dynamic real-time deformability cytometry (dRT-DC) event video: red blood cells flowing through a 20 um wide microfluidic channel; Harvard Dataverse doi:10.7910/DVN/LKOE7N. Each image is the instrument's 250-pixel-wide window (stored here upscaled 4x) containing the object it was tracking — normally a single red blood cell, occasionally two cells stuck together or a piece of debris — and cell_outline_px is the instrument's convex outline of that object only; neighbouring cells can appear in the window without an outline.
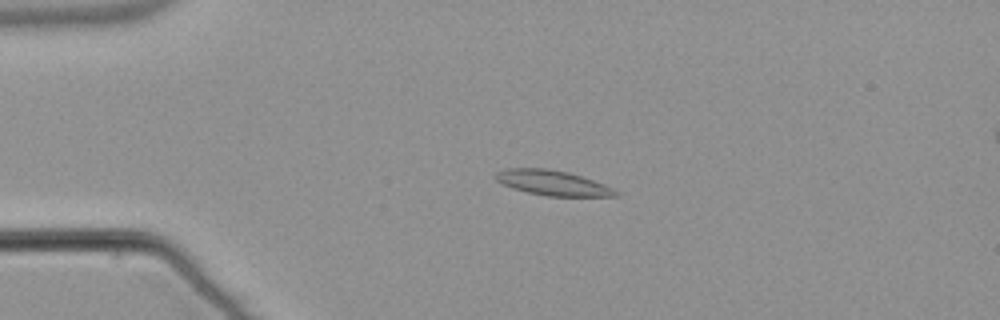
{"species": "common noctule bat (a hibernating species)", "species_latin": "Nyctalus noctula", "temperature_condition": "warm", "stored_images_in_passage": 51, "camera_frame_rate_fps": 3000, "um_per_image_px": 0.085, "animal": {"sex": "male", "body_mass_g": 21.5, "forearm_length_mm": 52.0}, "frame": {"image": 1, "passage_image": 10, "time_ms": 3.0, "image_size_px": [1000, 320], "cell_outline_px": [[620, 196], [548, 196], [528, 192], [512, 188], [496, 180], [496, 172], [504, 168], [548, 168], [568, 172], [604, 184], [620, 192]], "centroid_in_image_um": [46.98, 15.54], "position_along_channel_um": 38.0, "area_um2": 17.4}}
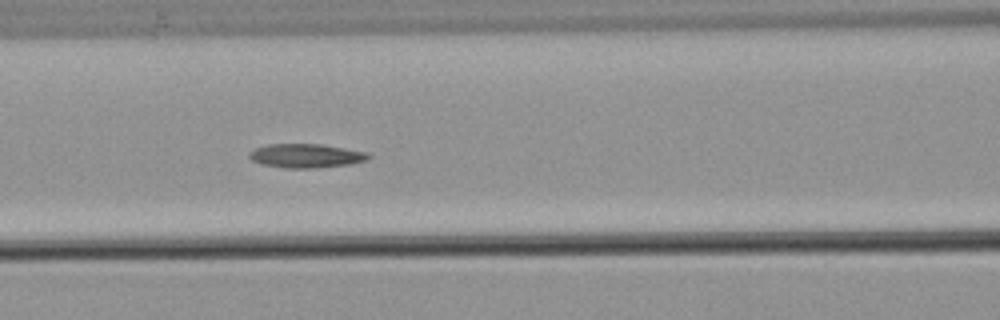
{"frame": {"image": 2, "passage_image": 21, "time_ms": 6.667, "image_size_px": [1000, 320], "cell_outline_px": [[372, 156], [368, 160], [352, 164], [316, 168], [284, 168], [260, 164], [252, 160], [248, 156], [248, 152], [256, 148], [268, 144], [320, 144], [368, 152]], "centroid_in_image_um": [26.03, 13.25], "position_along_channel_um": 140.6, "area_um2": 16.82}}
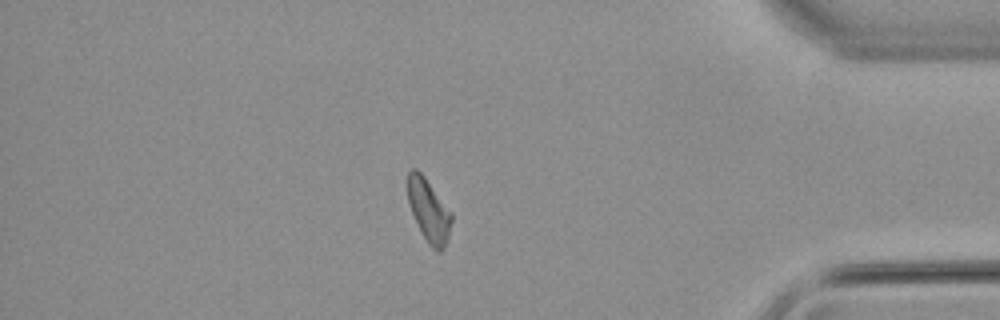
{"frame": {"image": 3, "passage_image": 44, "time_ms": 14.333, "image_size_px": [1000, 320], "cell_outline_px": [[452, 220], [448, 240], [444, 248], [440, 252], [436, 252], [428, 244], [420, 232], [408, 204], [408, 172], [412, 168], [416, 168], [424, 176], [452, 212]], "centroid_in_image_um": [36.45, 17.93], "position_along_channel_um": 398.7, "area_um2": 16.24}}